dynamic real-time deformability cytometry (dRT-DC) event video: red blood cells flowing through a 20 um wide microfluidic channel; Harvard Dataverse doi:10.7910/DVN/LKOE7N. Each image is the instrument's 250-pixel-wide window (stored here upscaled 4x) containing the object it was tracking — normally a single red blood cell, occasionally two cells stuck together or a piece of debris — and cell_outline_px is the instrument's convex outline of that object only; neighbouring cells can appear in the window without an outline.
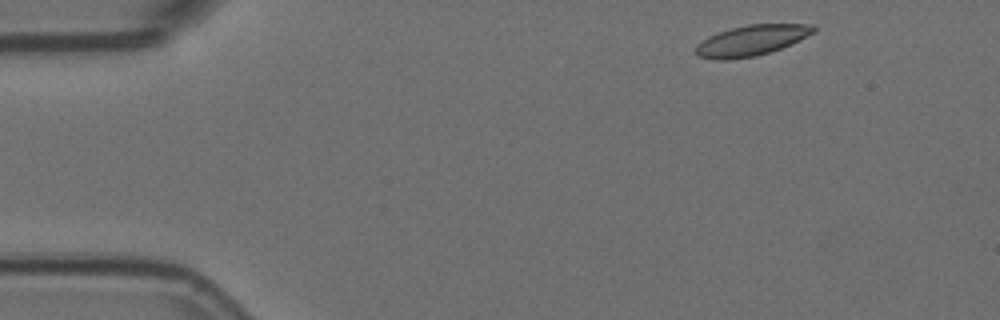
{"species": "Egyptian fruit bat (a non-hibernating species)", "species_latin": "Rousettus aegyptiacus", "temperature_condition": "room temperature", "stored_images_in_passage": 2, "camera_frame_rate_fps": 3000, "um_per_image_px": 0.085, "animal": {"sex": "female"}, "frame": {"image": 1, "passage_image": 2, "time_ms": 0.333, "image_size_px": [1000, 320], "cell_outline_px": [[816, 32], [792, 44], [756, 56], [728, 60], [716, 60], [696, 56], [696, 44], [700, 40], [708, 36], [732, 28], [748, 24], [812, 24], [816, 28]], "centroid_in_image_um": [63.86, 3.44], "position_along_channel_um": 21.1, "area_um2": 21.1}}